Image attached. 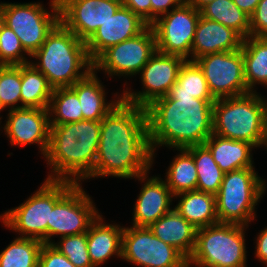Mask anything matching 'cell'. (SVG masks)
I'll return each mask as SVG.
<instances>
[{
	"instance_id": "30",
	"label": "cell",
	"mask_w": 267,
	"mask_h": 267,
	"mask_svg": "<svg viewBox=\"0 0 267 267\" xmlns=\"http://www.w3.org/2000/svg\"><path fill=\"white\" fill-rule=\"evenodd\" d=\"M192 155L197 170V191L216 195L224 178L210 150L203 144L186 148Z\"/></svg>"
},
{
	"instance_id": "37",
	"label": "cell",
	"mask_w": 267,
	"mask_h": 267,
	"mask_svg": "<svg viewBox=\"0 0 267 267\" xmlns=\"http://www.w3.org/2000/svg\"><path fill=\"white\" fill-rule=\"evenodd\" d=\"M38 267H75L67 257L60 253L53 245H42Z\"/></svg>"
},
{
	"instance_id": "33",
	"label": "cell",
	"mask_w": 267,
	"mask_h": 267,
	"mask_svg": "<svg viewBox=\"0 0 267 267\" xmlns=\"http://www.w3.org/2000/svg\"><path fill=\"white\" fill-rule=\"evenodd\" d=\"M48 110L50 125H63L83 120L78 96L70 87L53 89Z\"/></svg>"
},
{
	"instance_id": "10",
	"label": "cell",
	"mask_w": 267,
	"mask_h": 267,
	"mask_svg": "<svg viewBox=\"0 0 267 267\" xmlns=\"http://www.w3.org/2000/svg\"><path fill=\"white\" fill-rule=\"evenodd\" d=\"M156 51V36L148 25L137 36L103 51L93 61V70H101L109 77L136 76Z\"/></svg>"
},
{
	"instance_id": "8",
	"label": "cell",
	"mask_w": 267,
	"mask_h": 267,
	"mask_svg": "<svg viewBox=\"0 0 267 267\" xmlns=\"http://www.w3.org/2000/svg\"><path fill=\"white\" fill-rule=\"evenodd\" d=\"M248 226L217 223L197 229L188 267H247L245 230ZM193 264V265H192Z\"/></svg>"
},
{
	"instance_id": "14",
	"label": "cell",
	"mask_w": 267,
	"mask_h": 267,
	"mask_svg": "<svg viewBox=\"0 0 267 267\" xmlns=\"http://www.w3.org/2000/svg\"><path fill=\"white\" fill-rule=\"evenodd\" d=\"M215 99L250 93L246 85L242 50L207 54L195 60Z\"/></svg>"
},
{
	"instance_id": "27",
	"label": "cell",
	"mask_w": 267,
	"mask_h": 267,
	"mask_svg": "<svg viewBox=\"0 0 267 267\" xmlns=\"http://www.w3.org/2000/svg\"><path fill=\"white\" fill-rule=\"evenodd\" d=\"M53 88L31 63L21 65V108H49Z\"/></svg>"
},
{
	"instance_id": "45",
	"label": "cell",
	"mask_w": 267,
	"mask_h": 267,
	"mask_svg": "<svg viewBox=\"0 0 267 267\" xmlns=\"http://www.w3.org/2000/svg\"><path fill=\"white\" fill-rule=\"evenodd\" d=\"M3 110H5V109L3 108V106H2V104H1V102H0V112H2ZM1 118H2V117H0V121L2 120ZM0 124H1V122H0Z\"/></svg>"
},
{
	"instance_id": "2",
	"label": "cell",
	"mask_w": 267,
	"mask_h": 267,
	"mask_svg": "<svg viewBox=\"0 0 267 267\" xmlns=\"http://www.w3.org/2000/svg\"><path fill=\"white\" fill-rule=\"evenodd\" d=\"M193 96L168 94L146 107L149 143L156 148L182 149L203 145L213 134V103Z\"/></svg>"
},
{
	"instance_id": "32",
	"label": "cell",
	"mask_w": 267,
	"mask_h": 267,
	"mask_svg": "<svg viewBox=\"0 0 267 267\" xmlns=\"http://www.w3.org/2000/svg\"><path fill=\"white\" fill-rule=\"evenodd\" d=\"M43 242L16 237L0 253V267H38Z\"/></svg>"
},
{
	"instance_id": "1",
	"label": "cell",
	"mask_w": 267,
	"mask_h": 267,
	"mask_svg": "<svg viewBox=\"0 0 267 267\" xmlns=\"http://www.w3.org/2000/svg\"><path fill=\"white\" fill-rule=\"evenodd\" d=\"M152 165L146 108L121 99L101 120L92 178L134 179L149 172Z\"/></svg>"
},
{
	"instance_id": "41",
	"label": "cell",
	"mask_w": 267,
	"mask_h": 267,
	"mask_svg": "<svg viewBox=\"0 0 267 267\" xmlns=\"http://www.w3.org/2000/svg\"><path fill=\"white\" fill-rule=\"evenodd\" d=\"M258 234L255 242V257L267 267V226Z\"/></svg>"
},
{
	"instance_id": "43",
	"label": "cell",
	"mask_w": 267,
	"mask_h": 267,
	"mask_svg": "<svg viewBox=\"0 0 267 267\" xmlns=\"http://www.w3.org/2000/svg\"><path fill=\"white\" fill-rule=\"evenodd\" d=\"M197 10H201L205 5L212 2L213 0H187Z\"/></svg>"
},
{
	"instance_id": "44",
	"label": "cell",
	"mask_w": 267,
	"mask_h": 267,
	"mask_svg": "<svg viewBox=\"0 0 267 267\" xmlns=\"http://www.w3.org/2000/svg\"><path fill=\"white\" fill-rule=\"evenodd\" d=\"M267 88V87H266ZM261 100L263 102V107H264V115H265V120L267 122V100L266 98L263 96H261Z\"/></svg>"
},
{
	"instance_id": "19",
	"label": "cell",
	"mask_w": 267,
	"mask_h": 267,
	"mask_svg": "<svg viewBox=\"0 0 267 267\" xmlns=\"http://www.w3.org/2000/svg\"><path fill=\"white\" fill-rule=\"evenodd\" d=\"M149 174L136 177L144 183L133 208L132 225L136 227H149L173 209L170 205L174 195L164 179L154 175L149 178Z\"/></svg>"
},
{
	"instance_id": "20",
	"label": "cell",
	"mask_w": 267,
	"mask_h": 267,
	"mask_svg": "<svg viewBox=\"0 0 267 267\" xmlns=\"http://www.w3.org/2000/svg\"><path fill=\"white\" fill-rule=\"evenodd\" d=\"M243 38L233 29L200 16L193 39L192 61L207 55L241 49Z\"/></svg>"
},
{
	"instance_id": "5",
	"label": "cell",
	"mask_w": 267,
	"mask_h": 267,
	"mask_svg": "<svg viewBox=\"0 0 267 267\" xmlns=\"http://www.w3.org/2000/svg\"><path fill=\"white\" fill-rule=\"evenodd\" d=\"M212 119L213 134L248 142L255 149L266 147L267 122L258 92L216 99Z\"/></svg>"
},
{
	"instance_id": "21",
	"label": "cell",
	"mask_w": 267,
	"mask_h": 267,
	"mask_svg": "<svg viewBox=\"0 0 267 267\" xmlns=\"http://www.w3.org/2000/svg\"><path fill=\"white\" fill-rule=\"evenodd\" d=\"M94 70L70 88L77 94L83 119L101 121L122 99L121 94H114V100L107 102L105 87ZM118 97V98H117ZM117 99V100H116Z\"/></svg>"
},
{
	"instance_id": "26",
	"label": "cell",
	"mask_w": 267,
	"mask_h": 267,
	"mask_svg": "<svg viewBox=\"0 0 267 267\" xmlns=\"http://www.w3.org/2000/svg\"><path fill=\"white\" fill-rule=\"evenodd\" d=\"M245 80L249 92H256V84L267 86V37L243 39Z\"/></svg>"
},
{
	"instance_id": "31",
	"label": "cell",
	"mask_w": 267,
	"mask_h": 267,
	"mask_svg": "<svg viewBox=\"0 0 267 267\" xmlns=\"http://www.w3.org/2000/svg\"><path fill=\"white\" fill-rule=\"evenodd\" d=\"M168 94L193 96L202 100H216L209 91L203 71L195 61L185 60L176 83Z\"/></svg>"
},
{
	"instance_id": "17",
	"label": "cell",
	"mask_w": 267,
	"mask_h": 267,
	"mask_svg": "<svg viewBox=\"0 0 267 267\" xmlns=\"http://www.w3.org/2000/svg\"><path fill=\"white\" fill-rule=\"evenodd\" d=\"M3 128L12 146L37 144L45 157L50 140L48 108H19L8 110Z\"/></svg>"
},
{
	"instance_id": "9",
	"label": "cell",
	"mask_w": 267,
	"mask_h": 267,
	"mask_svg": "<svg viewBox=\"0 0 267 267\" xmlns=\"http://www.w3.org/2000/svg\"><path fill=\"white\" fill-rule=\"evenodd\" d=\"M51 12L39 2L0 3L2 22L18 36L24 50L32 56L60 22L58 0H50Z\"/></svg>"
},
{
	"instance_id": "29",
	"label": "cell",
	"mask_w": 267,
	"mask_h": 267,
	"mask_svg": "<svg viewBox=\"0 0 267 267\" xmlns=\"http://www.w3.org/2000/svg\"><path fill=\"white\" fill-rule=\"evenodd\" d=\"M201 16L236 31L243 39L250 35V16L232 0H213L201 10Z\"/></svg>"
},
{
	"instance_id": "11",
	"label": "cell",
	"mask_w": 267,
	"mask_h": 267,
	"mask_svg": "<svg viewBox=\"0 0 267 267\" xmlns=\"http://www.w3.org/2000/svg\"><path fill=\"white\" fill-rule=\"evenodd\" d=\"M121 259L142 267H188V259L149 227H123Z\"/></svg>"
},
{
	"instance_id": "34",
	"label": "cell",
	"mask_w": 267,
	"mask_h": 267,
	"mask_svg": "<svg viewBox=\"0 0 267 267\" xmlns=\"http://www.w3.org/2000/svg\"><path fill=\"white\" fill-rule=\"evenodd\" d=\"M20 93L21 65H0V102L3 108H21Z\"/></svg>"
},
{
	"instance_id": "13",
	"label": "cell",
	"mask_w": 267,
	"mask_h": 267,
	"mask_svg": "<svg viewBox=\"0 0 267 267\" xmlns=\"http://www.w3.org/2000/svg\"><path fill=\"white\" fill-rule=\"evenodd\" d=\"M81 184H75L51 210L47 223V244L53 236H71L85 233L101 214ZM97 209V210H96Z\"/></svg>"
},
{
	"instance_id": "46",
	"label": "cell",
	"mask_w": 267,
	"mask_h": 267,
	"mask_svg": "<svg viewBox=\"0 0 267 267\" xmlns=\"http://www.w3.org/2000/svg\"><path fill=\"white\" fill-rule=\"evenodd\" d=\"M2 22V16H1V12H0V23Z\"/></svg>"
},
{
	"instance_id": "35",
	"label": "cell",
	"mask_w": 267,
	"mask_h": 267,
	"mask_svg": "<svg viewBox=\"0 0 267 267\" xmlns=\"http://www.w3.org/2000/svg\"><path fill=\"white\" fill-rule=\"evenodd\" d=\"M53 245L60 253L64 254L75 267H95L92 264L87 246V232L61 237Z\"/></svg>"
},
{
	"instance_id": "16",
	"label": "cell",
	"mask_w": 267,
	"mask_h": 267,
	"mask_svg": "<svg viewBox=\"0 0 267 267\" xmlns=\"http://www.w3.org/2000/svg\"><path fill=\"white\" fill-rule=\"evenodd\" d=\"M60 22L87 42L123 5L122 0H58Z\"/></svg>"
},
{
	"instance_id": "4",
	"label": "cell",
	"mask_w": 267,
	"mask_h": 267,
	"mask_svg": "<svg viewBox=\"0 0 267 267\" xmlns=\"http://www.w3.org/2000/svg\"><path fill=\"white\" fill-rule=\"evenodd\" d=\"M30 63L48 80L53 89L73 86L93 70L86 43L59 22Z\"/></svg>"
},
{
	"instance_id": "3",
	"label": "cell",
	"mask_w": 267,
	"mask_h": 267,
	"mask_svg": "<svg viewBox=\"0 0 267 267\" xmlns=\"http://www.w3.org/2000/svg\"><path fill=\"white\" fill-rule=\"evenodd\" d=\"M100 131L101 121L86 119L51 125L49 147L44 157L51 173L46 179L76 184L92 179Z\"/></svg>"
},
{
	"instance_id": "6",
	"label": "cell",
	"mask_w": 267,
	"mask_h": 267,
	"mask_svg": "<svg viewBox=\"0 0 267 267\" xmlns=\"http://www.w3.org/2000/svg\"><path fill=\"white\" fill-rule=\"evenodd\" d=\"M254 168L224 174L220 189L215 195L219 223L249 226L255 220V206L263 198L267 184Z\"/></svg>"
},
{
	"instance_id": "39",
	"label": "cell",
	"mask_w": 267,
	"mask_h": 267,
	"mask_svg": "<svg viewBox=\"0 0 267 267\" xmlns=\"http://www.w3.org/2000/svg\"><path fill=\"white\" fill-rule=\"evenodd\" d=\"M123 6L137 14L148 25H151V1L150 0H122Z\"/></svg>"
},
{
	"instance_id": "12",
	"label": "cell",
	"mask_w": 267,
	"mask_h": 267,
	"mask_svg": "<svg viewBox=\"0 0 267 267\" xmlns=\"http://www.w3.org/2000/svg\"><path fill=\"white\" fill-rule=\"evenodd\" d=\"M201 12L187 0L151 24L160 53L192 61V45ZM191 58V59H190Z\"/></svg>"
},
{
	"instance_id": "28",
	"label": "cell",
	"mask_w": 267,
	"mask_h": 267,
	"mask_svg": "<svg viewBox=\"0 0 267 267\" xmlns=\"http://www.w3.org/2000/svg\"><path fill=\"white\" fill-rule=\"evenodd\" d=\"M178 153L170 163L165 176V183L175 196L186 191H195L197 188V170L193 155L186 149H173Z\"/></svg>"
},
{
	"instance_id": "7",
	"label": "cell",
	"mask_w": 267,
	"mask_h": 267,
	"mask_svg": "<svg viewBox=\"0 0 267 267\" xmlns=\"http://www.w3.org/2000/svg\"><path fill=\"white\" fill-rule=\"evenodd\" d=\"M75 184L45 179L26 201L0 215L1 223L18 232V237L33 238L47 244V223H50L51 210Z\"/></svg>"
},
{
	"instance_id": "40",
	"label": "cell",
	"mask_w": 267,
	"mask_h": 267,
	"mask_svg": "<svg viewBox=\"0 0 267 267\" xmlns=\"http://www.w3.org/2000/svg\"><path fill=\"white\" fill-rule=\"evenodd\" d=\"M151 1V24L159 17L180 6L186 0H150ZM170 7V8H169Z\"/></svg>"
},
{
	"instance_id": "42",
	"label": "cell",
	"mask_w": 267,
	"mask_h": 267,
	"mask_svg": "<svg viewBox=\"0 0 267 267\" xmlns=\"http://www.w3.org/2000/svg\"><path fill=\"white\" fill-rule=\"evenodd\" d=\"M242 11L251 16L260 0H232Z\"/></svg>"
},
{
	"instance_id": "36",
	"label": "cell",
	"mask_w": 267,
	"mask_h": 267,
	"mask_svg": "<svg viewBox=\"0 0 267 267\" xmlns=\"http://www.w3.org/2000/svg\"><path fill=\"white\" fill-rule=\"evenodd\" d=\"M31 56L24 50L18 36L14 31L0 23V65H22L30 63L25 57Z\"/></svg>"
},
{
	"instance_id": "22",
	"label": "cell",
	"mask_w": 267,
	"mask_h": 267,
	"mask_svg": "<svg viewBox=\"0 0 267 267\" xmlns=\"http://www.w3.org/2000/svg\"><path fill=\"white\" fill-rule=\"evenodd\" d=\"M102 214L90 225L87 231L88 253L95 267L103 265L108 259L121 258L123 227L120 224H106Z\"/></svg>"
},
{
	"instance_id": "15",
	"label": "cell",
	"mask_w": 267,
	"mask_h": 267,
	"mask_svg": "<svg viewBox=\"0 0 267 267\" xmlns=\"http://www.w3.org/2000/svg\"><path fill=\"white\" fill-rule=\"evenodd\" d=\"M184 61L181 56L156 51L139 73L142 91L136 92L126 88L122 92V99L129 104L146 108L154 100L167 96L177 81L178 72Z\"/></svg>"
},
{
	"instance_id": "24",
	"label": "cell",
	"mask_w": 267,
	"mask_h": 267,
	"mask_svg": "<svg viewBox=\"0 0 267 267\" xmlns=\"http://www.w3.org/2000/svg\"><path fill=\"white\" fill-rule=\"evenodd\" d=\"M213 159L224 173L255 167L252 149L255 147L245 141H238L212 134L204 143Z\"/></svg>"
},
{
	"instance_id": "38",
	"label": "cell",
	"mask_w": 267,
	"mask_h": 267,
	"mask_svg": "<svg viewBox=\"0 0 267 267\" xmlns=\"http://www.w3.org/2000/svg\"><path fill=\"white\" fill-rule=\"evenodd\" d=\"M251 37H267V0H260L250 16Z\"/></svg>"
},
{
	"instance_id": "18",
	"label": "cell",
	"mask_w": 267,
	"mask_h": 267,
	"mask_svg": "<svg viewBox=\"0 0 267 267\" xmlns=\"http://www.w3.org/2000/svg\"><path fill=\"white\" fill-rule=\"evenodd\" d=\"M148 24L125 6H121L86 42L89 59L93 62L107 48L133 38Z\"/></svg>"
},
{
	"instance_id": "25",
	"label": "cell",
	"mask_w": 267,
	"mask_h": 267,
	"mask_svg": "<svg viewBox=\"0 0 267 267\" xmlns=\"http://www.w3.org/2000/svg\"><path fill=\"white\" fill-rule=\"evenodd\" d=\"M175 197L180 199L173 208L196 229L219 223L215 195L195 190L179 193Z\"/></svg>"
},
{
	"instance_id": "23",
	"label": "cell",
	"mask_w": 267,
	"mask_h": 267,
	"mask_svg": "<svg viewBox=\"0 0 267 267\" xmlns=\"http://www.w3.org/2000/svg\"><path fill=\"white\" fill-rule=\"evenodd\" d=\"M160 240L175 247L187 259L192 255L197 229L174 208L149 226Z\"/></svg>"
}]
</instances>
